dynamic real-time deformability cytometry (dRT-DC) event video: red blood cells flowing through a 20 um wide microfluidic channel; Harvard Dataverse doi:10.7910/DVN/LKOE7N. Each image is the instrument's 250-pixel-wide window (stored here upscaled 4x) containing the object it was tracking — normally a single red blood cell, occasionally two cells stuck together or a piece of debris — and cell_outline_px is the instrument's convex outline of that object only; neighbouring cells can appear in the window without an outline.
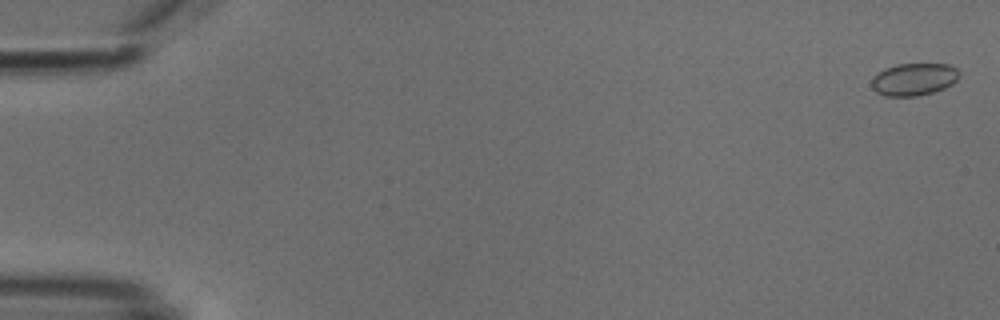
{"species": "common noctule bat (a hibernating species)", "species_latin": "Nyctalus noctula", "temperature_condition": "cold", "stored_images_in_passage": 4, "camera_frame_rate_fps": 3000, "um_per_image_px": 0.085, "animal": {"sex": "male", "body_mass_g": 18.8}, "frame": {"image": 1, "passage_image": 1, "time_ms": 0.0, "image_size_px": [1000, 320], "cell_outline_px": [[960, 76], [952, 84], [944, 88], [932, 92], [916, 96], [884, 96], [876, 92], [872, 88], [872, 80], [884, 68], [896, 64], [948, 64], [956, 68], [960, 72]], "centroid_in_image_um": [77.7, 6.74], "position_along_channel_um": 7.3, "area_um2": 16.47}}